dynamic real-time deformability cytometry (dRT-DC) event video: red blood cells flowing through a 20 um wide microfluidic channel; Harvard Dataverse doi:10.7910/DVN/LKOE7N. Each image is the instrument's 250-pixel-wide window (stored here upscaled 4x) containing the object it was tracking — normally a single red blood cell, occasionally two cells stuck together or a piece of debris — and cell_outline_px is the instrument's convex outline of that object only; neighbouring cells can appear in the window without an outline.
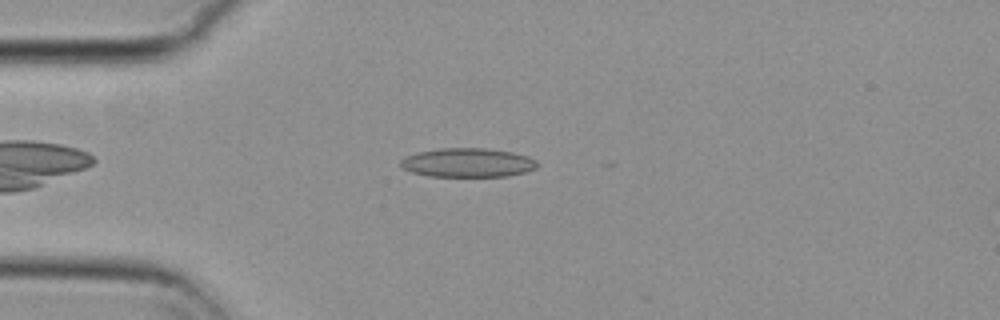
{"species": "common noctule bat (a hibernating species)", "species_latin": "Nyctalus noctula", "temperature_condition": "cold", "stored_images_in_passage": 22, "camera_frame_rate_fps": 3000, "um_per_image_px": 0.085, "animal": {"sex": "female", "body_mass_g": 29.2, "forearm_length_mm": 56.3}, "frame": {"image": 1, "passage_image": 4, "time_ms": 1.0, "image_size_px": [1000, 320], "cell_outline_px": [[540, 164], [536, 168], [524, 172], [508, 176], [428, 176], [412, 172], [404, 168], [400, 164], [400, 160], [416, 152], [440, 148], [488, 148], [512, 152], [528, 156], [536, 160]], "centroid_in_image_um": [39.78, 13.82], "position_along_channel_um": 45.2, "area_um2": 23.12}}
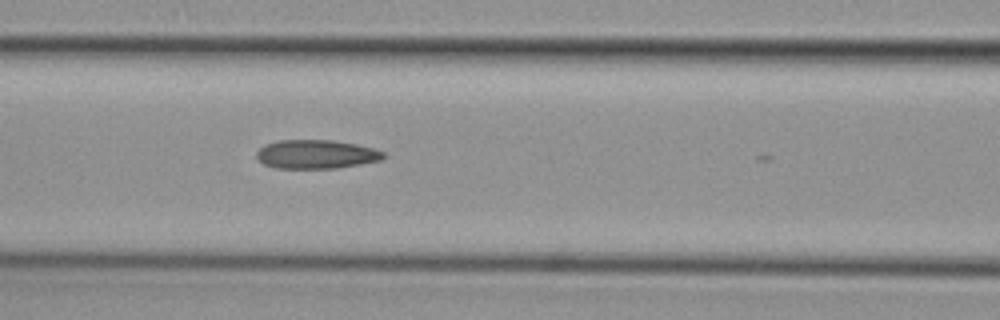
{"frame": {"image": 2, "passage_image": 13, "time_ms": 4.0, "image_size_px": [1000, 320], "cell_outline_px": [[384, 156], [380, 160], [360, 164], [336, 168], [276, 168], [264, 164], [256, 156], [256, 152], [264, 144], [280, 140], [332, 140], [356, 144], [372, 148], [384, 152]], "centroid_in_image_um": [26.85, 13.11], "position_along_channel_um": 139.8, "area_um2": 21.15}}
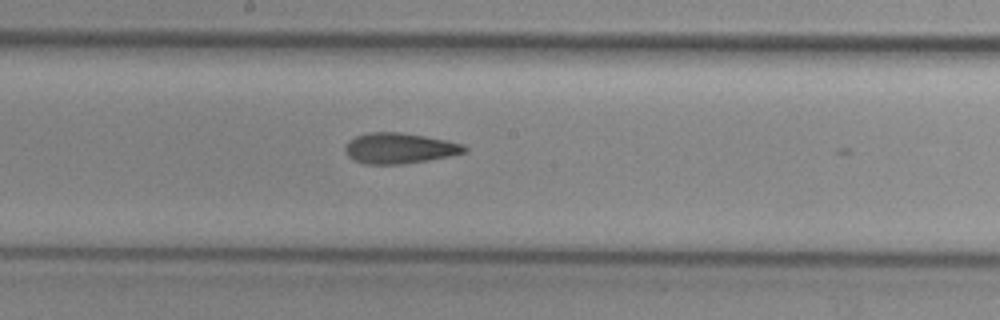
{"frame": {"image": 3, "passage_image": 19, "time_ms": 6.0, "image_size_px": [1000, 320], "cell_outline_px": [[468, 152], [428, 160], [400, 164], [364, 164], [348, 156], [344, 148], [348, 140], [356, 136], [368, 132], [400, 132], [424, 136], [464, 144], [468, 148]], "centroid_in_image_um": [33.95, 12.59], "position_along_channel_um": 214.3, "area_um2": 21.21}}